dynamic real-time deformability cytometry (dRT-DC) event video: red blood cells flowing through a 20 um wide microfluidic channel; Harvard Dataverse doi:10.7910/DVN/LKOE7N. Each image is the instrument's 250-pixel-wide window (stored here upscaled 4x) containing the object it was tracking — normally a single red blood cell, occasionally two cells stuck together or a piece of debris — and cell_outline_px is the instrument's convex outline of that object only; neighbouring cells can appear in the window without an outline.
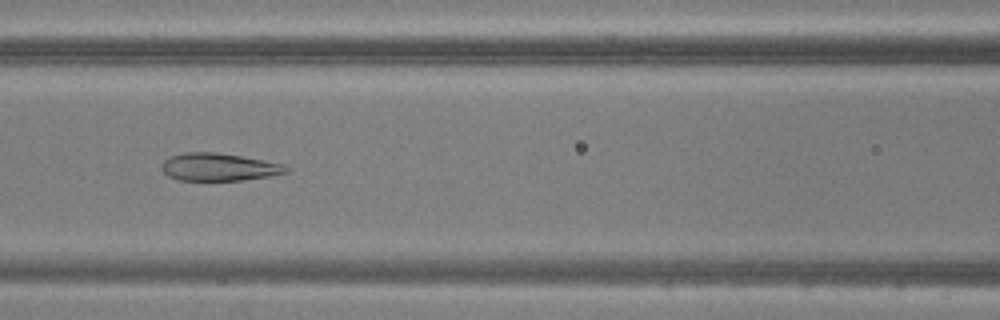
{"species": "common noctule bat (a hibernating species)", "species_latin": "Nyctalus noctula", "temperature_condition": "warm", "stored_images_in_passage": 44, "camera_frame_rate_fps": 3000, "um_per_image_px": 0.085, "animal": {"sex": "male", "body_mass_g": 20.5, "forearm_length_mm": 52.5}, "frame": {"image": 1, "passage_image": 16, "time_ms": 5.0, "image_size_px": [1000, 320], "cell_outline_px": [[288, 172], [268, 176], [240, 180], [180, 180], [168, 176], [160, 168], [160, 164], [164, 160], [172, 156], [184, 152], [216, 152], [264, 160], [284, 164], [288, 168]], "centroid_in_image_um": [18.57, 14.19], "position_along_channel_um": 148.0, "area_um2": 19.94}}
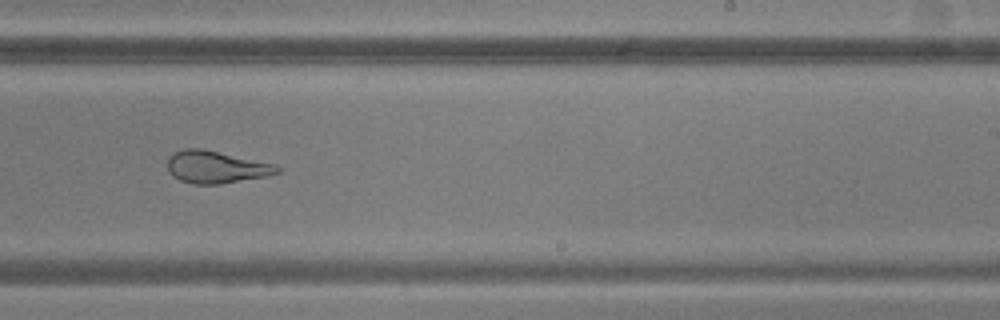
{"frame": {"image": 2, "passage_image": 25, "time_ms": 8.0, "image_size_px": [1000, 320], "cell_outline_px": [[280, 172], [264, 176], [220, 184], [192, 184], [180, 180], [172, 176], [168, 172], [168, 156], [184, 148], [200, 148], [272, 164], [280, 168]], "centroid_in_image_um": [18.29, 14.21], "position_along_channel_um": 270.7, "area_um2": 20.23}}
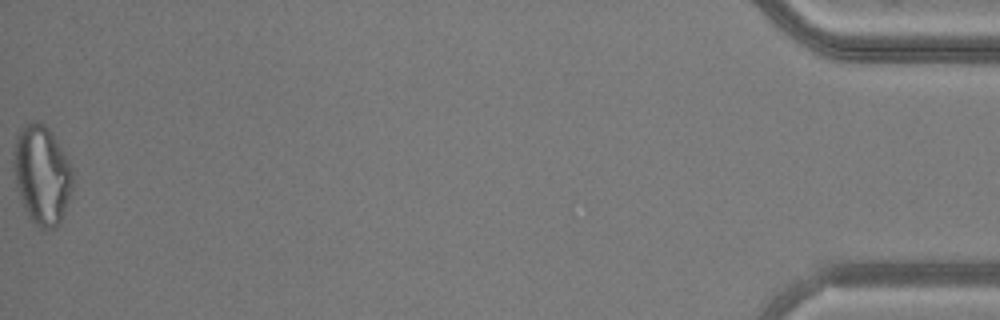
{"frame": {"image": 3, "passage_image": 44, "time_ms": 14.333, "image_size_px": [1000, 320], "cell_outline_px": [[72, 188], [60, 224], [44, 232], [28, 216], [24, 208], [16, 188], [12, 168], [12, 152], [16, 136], [20, 128], [24, 124], [44, 124], [52, 132], [72, 168]], "centroid_in_image_um": [3.52, 14.89], "position_along_channel_um": 431.7, "area_um2": 34.22}}